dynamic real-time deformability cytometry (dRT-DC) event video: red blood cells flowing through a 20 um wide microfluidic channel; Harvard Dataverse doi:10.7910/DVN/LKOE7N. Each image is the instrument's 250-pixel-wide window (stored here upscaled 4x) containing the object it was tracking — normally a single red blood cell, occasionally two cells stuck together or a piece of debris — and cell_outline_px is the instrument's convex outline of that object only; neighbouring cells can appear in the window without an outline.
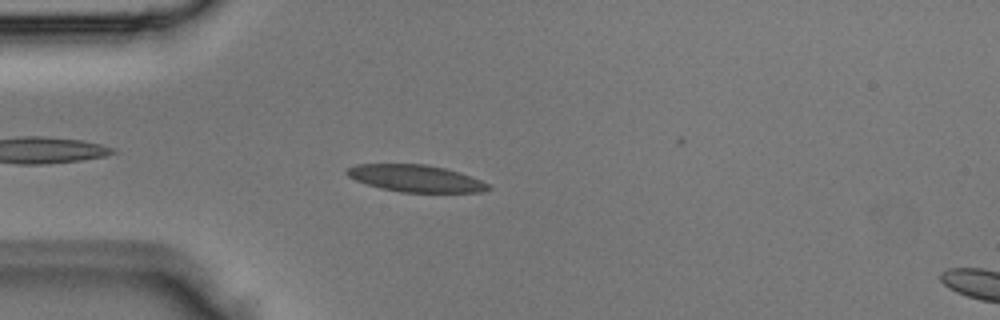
{"species": "Egyptian fruit bat (a non-hibernating species)", "species_latin": "Rousettus aegyptiacus", "temperature_condition": "room temperature", "stored_images_in_passage": 5, "segment_of_instrument_passage": [1, 2], "camera_frame_rate_fps": 3000, "um_per_image_px": 0.085, "animal": {"sex": "male"}, "frame": {"image": 1, "passage_image": 4, "time_ms": 1.0, "image_size_px": [1000, 320], "cell_outline_px": [[492, 188], [484, 192], [400, 192], [380, 188], [356, 180], [348, 176], [344, 172], [344, 168], [356, 164], [424, 164], [444, 168], [480, 180], [488, 184]], "centroid_in_image_um": [35.27, 15.16], "position_along_channel_um": 49.7, "area_um2": 22.08}}